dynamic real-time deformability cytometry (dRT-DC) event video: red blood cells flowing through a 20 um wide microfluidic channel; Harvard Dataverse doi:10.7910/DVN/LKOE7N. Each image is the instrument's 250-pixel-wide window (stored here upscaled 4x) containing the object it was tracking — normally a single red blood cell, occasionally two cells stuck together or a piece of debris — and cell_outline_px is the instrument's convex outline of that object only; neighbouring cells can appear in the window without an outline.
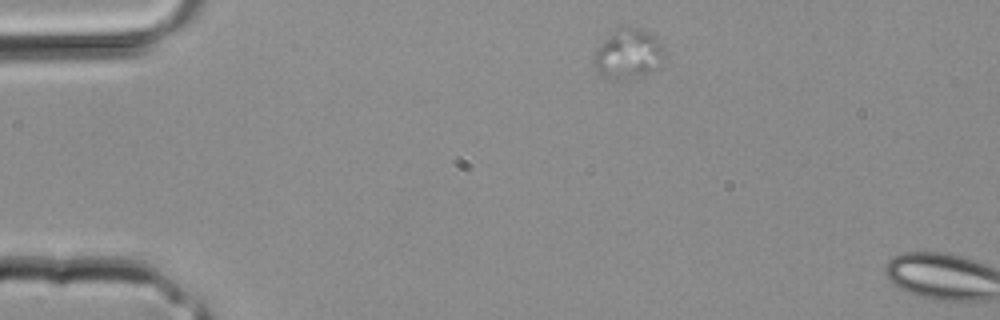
{"species": "common noctule bat (a hibernating species)", "species_latin": "Nyctalus noctula", "temperature_condition": "room temperature", "stored_images_in_passage": 4, "camera_frame_rate_fps": 3000, "um_per_image_px": 0.085, "animal": {"sex": "male", "body_mass_g": 20.4}, "frame": {"image": 1, "passage_image": 4, "time_ms": 1.0, "image_size_px": [1000, 320], "cell_outline_px": [[664, 56], [660, 68], [652, 72], [620, 76], [604, 76], [596, 68], [592, 60], [596, 52], [604, 40], [620, 24], [640, 28], [656, 36], [664, 48]], "centroid_in_image_um": [53.46, 4.47], "position_along_channel_um": 31.5, "area_um2": 19.88}}